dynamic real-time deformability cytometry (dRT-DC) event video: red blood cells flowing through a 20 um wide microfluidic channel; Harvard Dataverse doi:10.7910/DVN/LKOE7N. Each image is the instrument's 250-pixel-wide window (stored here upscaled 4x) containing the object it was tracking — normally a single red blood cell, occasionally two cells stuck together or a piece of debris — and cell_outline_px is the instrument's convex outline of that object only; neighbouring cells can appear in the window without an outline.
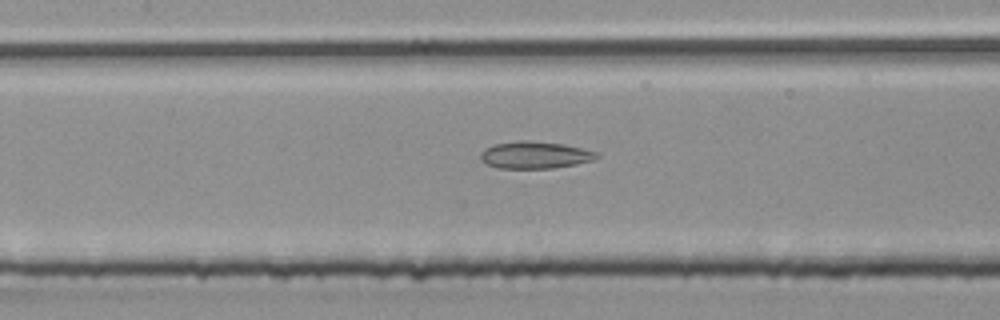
{"species": "common noctule bat (a hibernating species)", "species_latin": "Nyctalus noctula", "temperature_condition": "room temperature", "stored_images_in_passage": 42, "camera_frame_rate_fps": 3000, "um_per_image_px": 0.085, "animal": {"sex": "male", "body_mass_g": 20.4}, "frame": {"image": 1, "passage_image": 14, "time_ms": 4.333, "image_size_px": [1000, 320], "cell_outline_px": [[600, 156], [592, 160], [576, 164], [552, 168], [496, 168], [480, 160], [480, 152], [484, 148], [492, 144], [520, 140], [528, 140], [560, 144], [600, 152]], "centroid_in_image_um": [45.43, 13.17], "position_along_channel_um": 162.0, "area_um2": 18.38}}
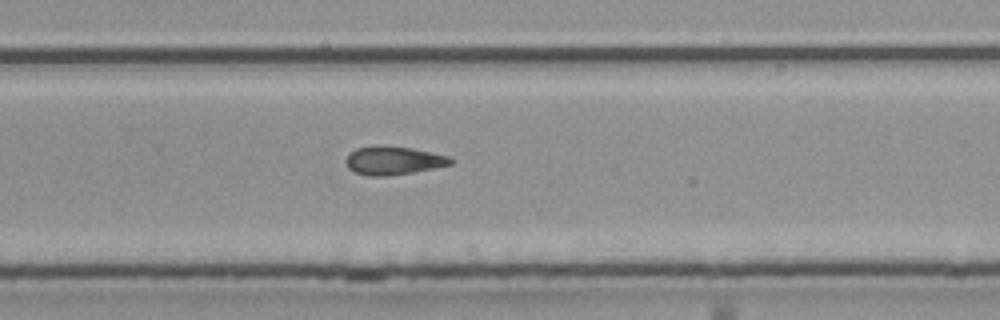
{"frame": {"image": 2, "passage_image": 24, "time_ms": 7.667, "image_size_px": [1000, 320], "cell_outline_px": [[456, 160], [452, 164], [412, 172], [388, 176], [368, 176], [352, 172], [348, 168], [344, 160], [348, 152], [356, 148], [384, 144], [412, 148], [448, 156]], "centroid_in_image_um": [33.38, 13.63], "position_along_channel_um": 296.4, "area_um2": 17.69}}
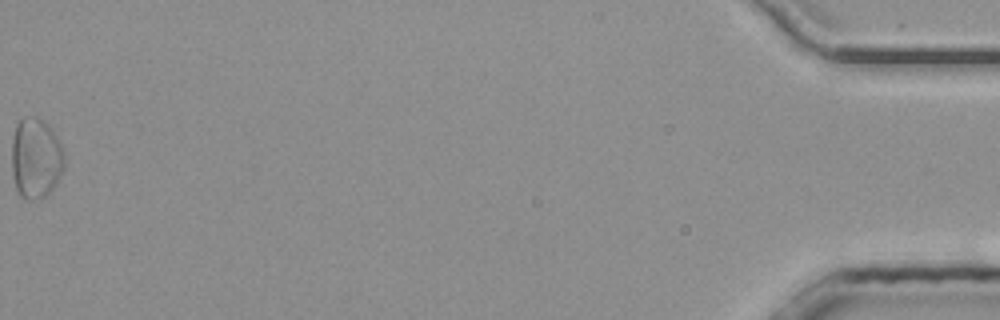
{"frame": {"image": 3, "passage_image": 42, "time_ms": 13.667, "image_size_px": [1000, 320], "cell_outline_px": [[64, 168], [56, 184], [44, 196], [20, 196], [16, 188], [12, 172], [12, 136], [16, 124], [24, 116], [32, 116], [48, 124], [52, 128], [64, 152]], "centroid_in_image_um": [3.04, 13.38], "position_along_channel_um": 432.2, "area_um2": 24.33}, "authors_computed_cell_mechanics": {"area_um2": 19.0162, "velocity_mm_per_s": 4.0458, "shape_relaxation_time_tau1_ms": null, "shape_relaxation_time_tau2_ms": 4.3659, "deformation_change_tau1": null, "deformation_change_tau2": 0.1355}}